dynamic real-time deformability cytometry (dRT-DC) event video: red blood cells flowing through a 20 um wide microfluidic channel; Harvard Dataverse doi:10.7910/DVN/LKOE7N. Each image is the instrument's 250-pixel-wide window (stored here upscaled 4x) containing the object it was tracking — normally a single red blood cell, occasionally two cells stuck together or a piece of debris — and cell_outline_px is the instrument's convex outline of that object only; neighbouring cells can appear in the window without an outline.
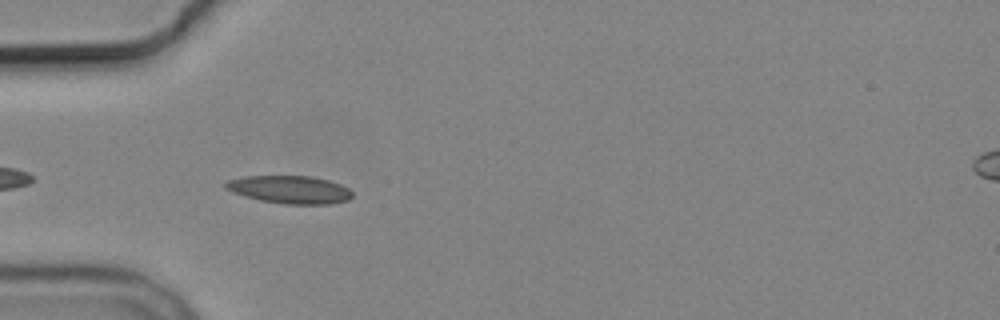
{"species": "common noctule bat (a hibernating species)", "species_latin": "Nyctalus noctula", "temperature_condition": "cold", "stored_images_in_passage": 4, "camera_frame_rate_fps": 3000, "um_per_image_px": 0.085, "animal": {"sex": "male", "body_mass_g": 19.2, "forearm_length_mm": 51.8}, "frame": {"image": 1, "passage_image": 3, "time_ms": 2.333, "image_size_px": [1000, 320], "cell_outline_px": [[352, 196], [348, 200], [328, 204], [284, 204], [260, 200], [224, 188], [224, 184], [228, 180], [244, 176], [312, 176], [328, 180], [340, 184], [348, 188], [352, 192]], "centroid_in_image_um": [24.66, 16.11], "position_along_channel_um": 60.3, "area_um2": 20.35}}
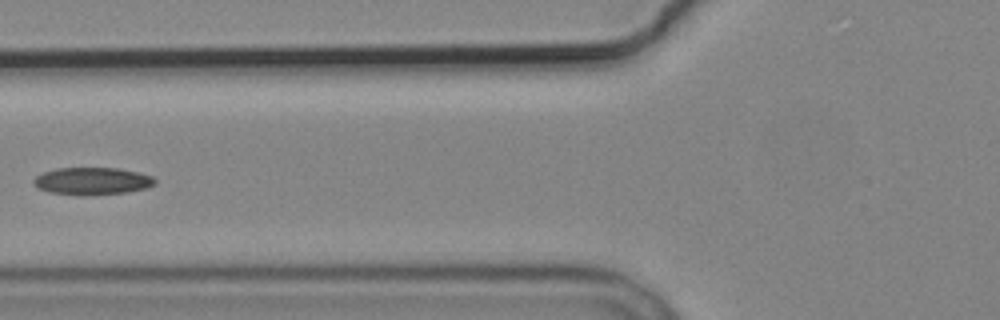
{"frame": {"image": 2, "passage_image": 4, "time_ms": 4.0, "image_size_px": [1000, 320], "cell_outline_px": [[156, 184], [144, 188], [124, 192], [52, 192], [40, 188], [32, 180], [36, 176], [44, 172], [56, 168], [116, 168], [136, 172], [152, 176], [156, 180]], "centroid_in_image_um": [7.87, 15.32], "position_along_channel_um": 117.9, "area_um2": 17.98}}